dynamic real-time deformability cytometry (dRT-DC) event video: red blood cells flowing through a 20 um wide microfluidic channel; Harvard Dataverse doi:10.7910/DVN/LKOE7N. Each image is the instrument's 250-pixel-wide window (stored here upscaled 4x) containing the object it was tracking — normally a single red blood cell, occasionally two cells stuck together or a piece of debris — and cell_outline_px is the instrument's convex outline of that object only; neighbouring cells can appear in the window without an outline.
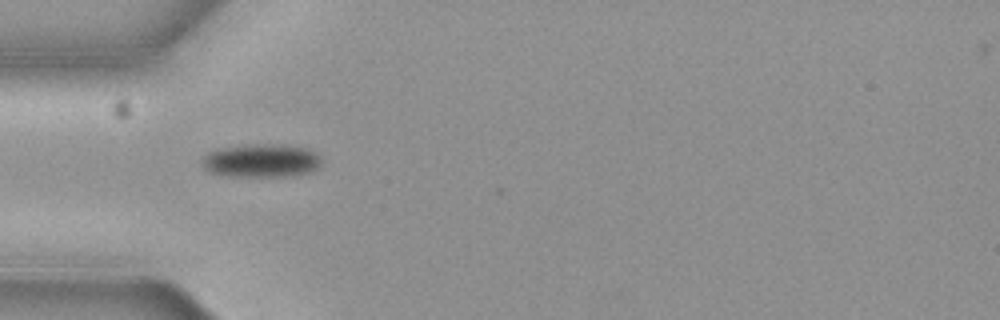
{"species": "common noctule bat (a hibernating species)", "species_latin": "Nyctalus noctula", "temperature_condition": "cold", "stored_images_in_passage": 3, "camera_frame_rate_fps": 3000, "um_per_image_px": 0.085, "animal": {"sex": "female", "body_mass_g": 19.3, "forearm_length_mm": 54.1}, "frame": {"image": 1, "passage_image": 1, "time_ms": 0.0, "image_size_px": [1000, 320], "cell_outline_px": [[320, 164], [316, 168], [308, 172], [296, 176], [228, 176], [212, 172], [204, 168], [204, 156], [220, 148], [244, 144], [280, 144], [304, 148], [316, 152], [320, 156]], "centroid_in_image_um": [22.25, 13.65], "position_along_channel_um": 62.8, "area_um2": 23.0}}
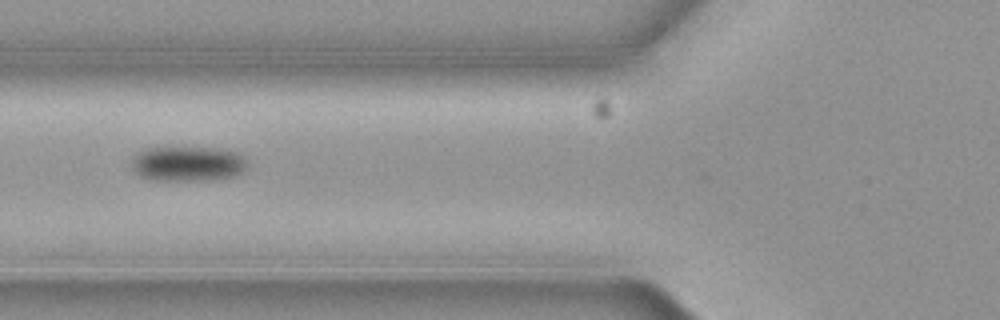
{"frame": {"image": 2, "passage_image": 2, "time_ms": 0.333, "image_size_px": [1000, 320], "cell_outline_px": [[248, 168], [244, 172], [232, 176], [212, 180], [148, 180], [140, 176], [132, 168], [132, 156], [144, 148], [216, 148], [236, 152], [244, 156], [248, 160]], "centroid_in_image_um": [15.98, 13.92], "position_along_channel_um": 109.8, "area_um2": 23.87}}
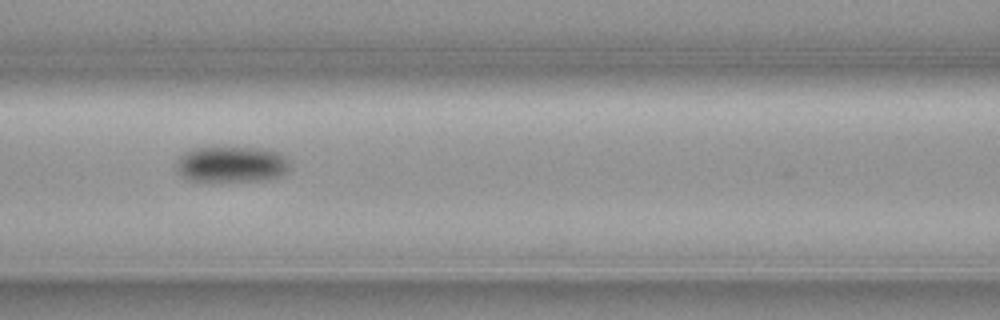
{"frame": {"image": 3, "passage_image": 3, "time_ms": 0.667, "image_size_px": [1000, 320], "cell_outline_px": [[288, 172], [280, 176], [264, 180], [188, 180], [180, 176], [176, 172], [176, 156], [192, 148], [272, 148], [280, 152], [288, 160]], "centroid_in_image_um": [19.65, 13.95], "position_along_channel_um": 146.9, "area_um2": 23.99}}